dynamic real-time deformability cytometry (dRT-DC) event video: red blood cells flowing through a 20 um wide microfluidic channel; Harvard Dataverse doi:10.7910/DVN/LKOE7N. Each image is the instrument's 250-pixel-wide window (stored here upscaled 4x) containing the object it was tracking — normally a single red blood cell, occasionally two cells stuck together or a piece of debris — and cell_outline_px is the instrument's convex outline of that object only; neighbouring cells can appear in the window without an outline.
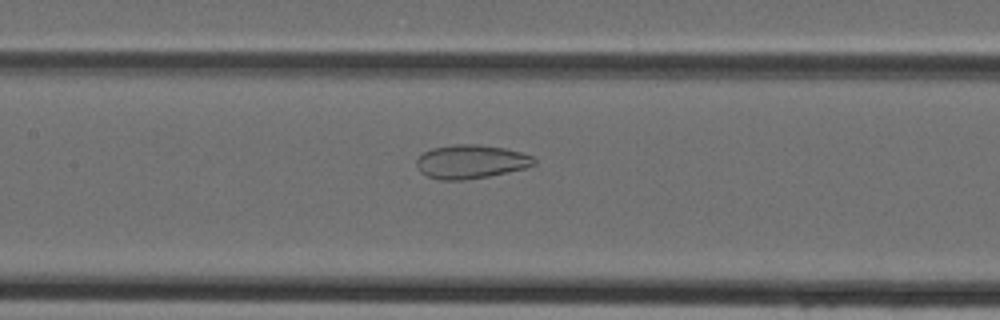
{"species": "Egyptian fruit bat (a non-hibernating species)", "species_latin": "Rousettus aegyptiacus", "temperature_condition": "cold", "stored_images_in_passage": 27, "camera_frame_rate_fps": 3000, "um_per_image_px": 0.085, "animal": {"sex": "female"}, "frame": {"image": 1, "passage_image": 8, "time_ms": 2.333, "image_size_px": [1000, 320], "cell_outline_px": [[536, 164], [524, 168], [488, 176], [464, 180], [440, 180], [428, 176], [420, 172], [416, 164], [416, 160], [424, 152], [432, 148], [452, 144], [480, 144], [504, 148], [520, 152], [532, 156], [536, 160]], "centroid_in_image_um": [40.01, 13.73], "position_along_channel_um": 167.4, "area_um2": 23.06}}
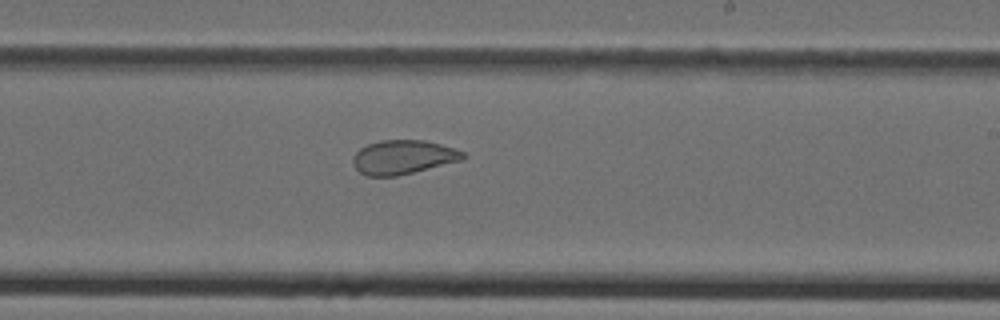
{"frame": {"image": 2, "passage_image": 14, "time_ms": 4.333, "image_size_px": [1000, 320], "cell_outline_px": [[464, 160], [396, 176], [368, 176], [360, 172], [352, 164], [352, 156], [360, 148], [368, 144], [380, 140], [424, 140], [440, 144], [464, 152]], "centroid_in_image_um": [34.24, 13.36], "position_along_channel_um": 254.8, "area_um2": 21.79}}
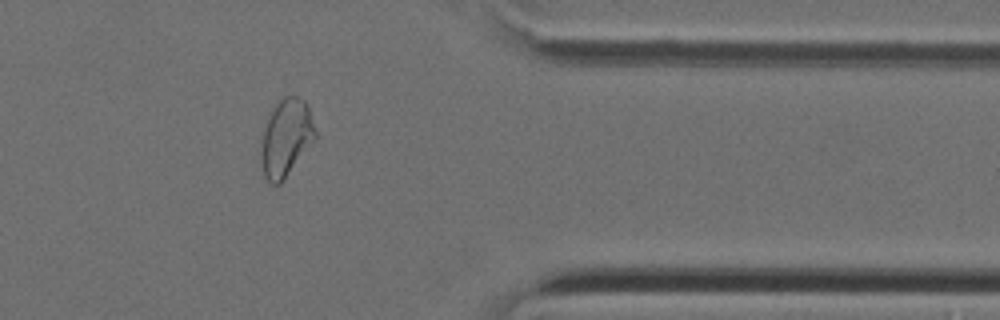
{"frame": {"image": 3, "passage_image": 24, "time_ms": 7.667, "image_size_px": [1000, 320], "cell_outline_px": [[316, 136], [280, 184], [272, 184], [264, 176], [260, 160], [260, 152], [264, 128], [268, 116], [276, 104], [284, 96], [296, 96], [304, 100], [308, 108], [316, 132]], "centroid_in_image_um": [24.28, 11.71], "position_along_channel_um": 387.1, "area_um2": 23.87}}